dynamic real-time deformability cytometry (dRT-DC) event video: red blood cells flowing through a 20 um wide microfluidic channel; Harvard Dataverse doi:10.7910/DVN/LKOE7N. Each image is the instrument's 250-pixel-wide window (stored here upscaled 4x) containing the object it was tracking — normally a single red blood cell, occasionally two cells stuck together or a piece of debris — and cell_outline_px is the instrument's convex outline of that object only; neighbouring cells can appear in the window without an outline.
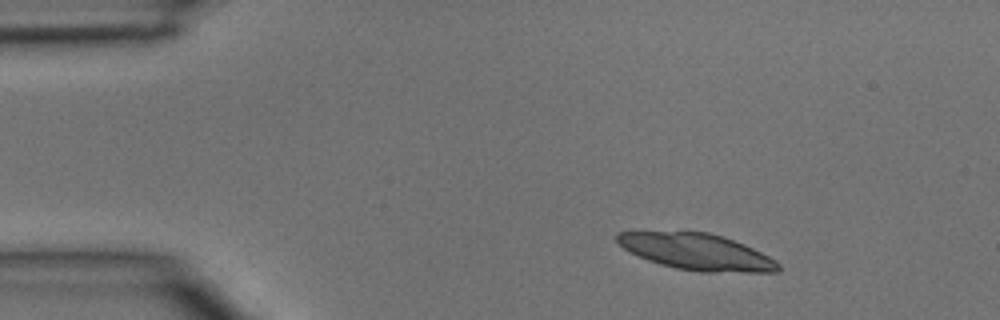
{"species": "common noctule bat (a hibernating species)", "species_latin": "Nyctalus noctula", "temperature_condition": "room temperature", "stored_images_in_passage": 3, "camera_frame_rate_fps": 3000, "um_per_image_px": 0.085, "animal": {"sex": "male", "body_mass_g": 15.6}, "frame": {"image": 1, "passage_image": 1, "time_ms": 0.0, "image_size_px": [1000, 320], "cell_outline_px": [[780, 272], [700, 272], [676, 268], [660, 264], [648, 260], [628, 252], [616, 240], [616, 232], [708, 232], [724, 236], [744, 244], [776, 260], [780, 264]], "centroid_in_image_um": [59.24, 21.41], "position_along_channel_um": 25.8, "area_um2": 34.04}}